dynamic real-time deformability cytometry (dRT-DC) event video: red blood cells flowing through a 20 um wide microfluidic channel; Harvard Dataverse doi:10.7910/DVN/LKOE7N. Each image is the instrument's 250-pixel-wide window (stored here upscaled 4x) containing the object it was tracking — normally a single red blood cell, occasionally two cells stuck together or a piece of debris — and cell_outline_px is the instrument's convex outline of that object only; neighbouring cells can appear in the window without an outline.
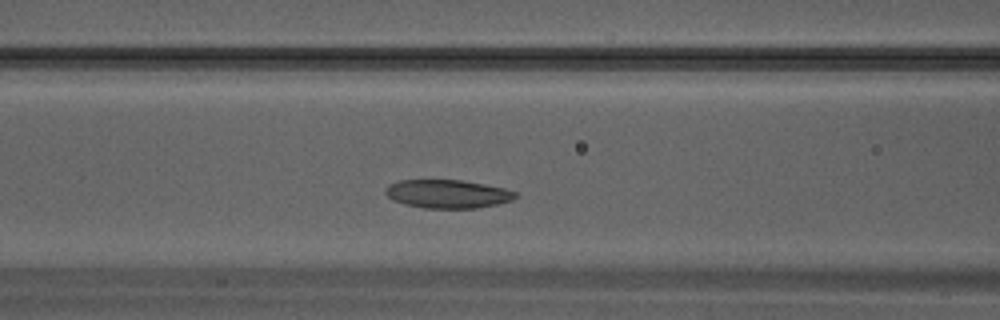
{"species": "Egyptian fruit bat (a non-hibernating species)", "species_latin": "Rousettus aegyptiacus", "temperature_condition": "warm", "stored_images_in_passage": 27, "camera_frame_rate_fps": 3000, "um_per_image_px": 0.085, "animal": {"sex": "male"}, "frame": {"image": 1, "passage_image": 7, "time_ms": 2.0, "image_size_px": [1000, 320], "cell_outline_px": [[520, 196], [512, 200], [496, 204], [476, 208], [424, 208], [404, 204], [392, 200], [384, 192], [388, 184], [400, 180], [460, 180], [484, 184], [504, 188], [516, 192]], "centroid_in_image_um": [38.04, 16.48], "position_along_channel_um": 128.6, "area_um2": 21.56}}
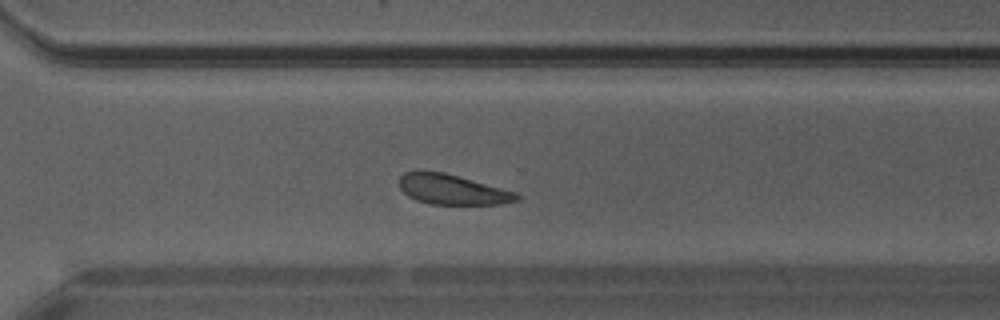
{"frame": {"image": 2, "passage_image": 17, "time_ms": 5.333, "image_size_px": [1000, 320], "cell_outline_px": [[520, 200], [500, 204], [428, 204], [416, 200], [408, 196], [400, 188], [400, 176], [404, 172], [444, 172], [516, 192], [520, 196]], "centroid_in_image_um": [38.46, 16.12], "position_along_channel_um": 332.1, "area_um2": 20.35}}
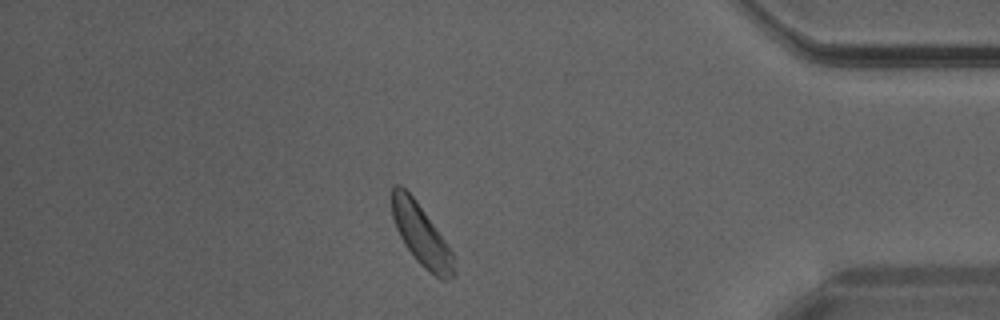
{"frame": {"image": 3, "passage_image": 22, "time_ms": 7.0, "image_size_px": [1000, 320], "cell_outline_px": [[456, 276], [444, 280], [440, 280], [428, 272], [416, 260], [404, 244], [396, 228], [392, 216], [392, 188], [396, 184], [400, 184], [416, 200], [444, 240], [452, 252], [456, 272]], "centroid_in_image_um": [35.81, 20.01], "position_along_channel_um": 399.4, "area_um2": 21.91}}